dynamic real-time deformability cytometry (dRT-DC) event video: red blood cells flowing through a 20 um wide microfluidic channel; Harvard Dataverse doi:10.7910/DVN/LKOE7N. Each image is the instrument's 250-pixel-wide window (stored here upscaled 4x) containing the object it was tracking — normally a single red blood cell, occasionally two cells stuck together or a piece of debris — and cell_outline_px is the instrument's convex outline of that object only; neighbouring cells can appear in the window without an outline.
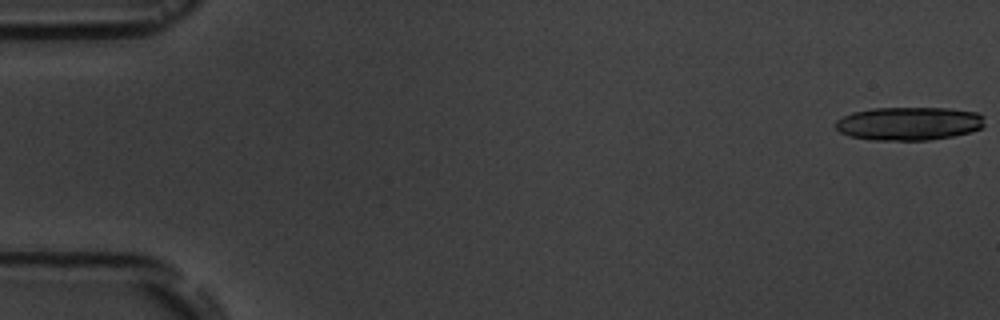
{"species": "common noctule bat (a hibernating species)", "species_latin": "Nyctalus noctula", "temperature_condition": "room temperature", "stored_images_in_passage": 5, "camera_frame_rate_fps": 3000, "um_per_image_px": 0.085, "animal": {"sex": "male", "body_mass_g": 19.5, "forearm_length_mm": 54.6}, "frame": {"image": 1, "passage_image": 1, "time_ms": 0.0, "image_size_px": [1000, 320], "cell_outline_px": [[984, 128], [952, 136], [928, 140], [872, 140], [848, 136], [840, 132], [836, 128], [836, 120], [852, 112], [872, 108], [948, 108], [976, 112], [984, 116]], "centroid_in_image_um": [77.26, 10.5], "position_along_channel_um": 7.7, "area_um2": 29.07}}